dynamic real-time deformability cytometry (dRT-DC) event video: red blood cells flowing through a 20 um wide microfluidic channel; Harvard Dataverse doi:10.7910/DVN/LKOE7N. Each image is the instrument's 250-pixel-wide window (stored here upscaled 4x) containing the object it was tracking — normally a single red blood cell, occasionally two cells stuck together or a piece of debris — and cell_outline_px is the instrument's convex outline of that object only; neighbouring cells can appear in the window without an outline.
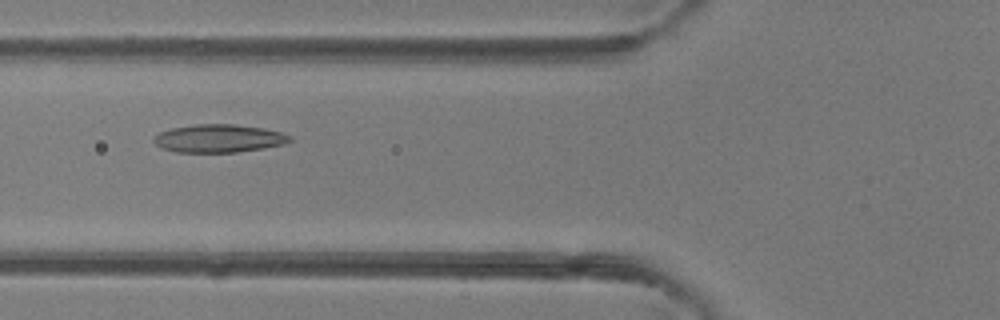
{"species": "common noctule bat (a hibernating species)", "species_latin": "Nyctalus noctula", "temperature_condition": "room temperature", "stored_images_in_passage": 3, "camera_frame_rate_fps": 3000, "um_per_image_px": 0.085, "animal": {"sex": "female"}, "frame": {"image": 1, "passage_image": 3, "time_ms": 2.333, "image_size_px": [1000, 320], "cell_outline_px": [[292, 140], [284, 144], [264, 148], [236, 152], [176, 152], [164, 148], [156, 144], [152, 140], [160, 132], [172, 128], [196, 124], [232, 124], [264, 128], [280, 132], [292, 136]], "centroid_in_image_um": [18.63, 11.76], "position_along_channel_um": 107.2, "area_um2": 22.08}}